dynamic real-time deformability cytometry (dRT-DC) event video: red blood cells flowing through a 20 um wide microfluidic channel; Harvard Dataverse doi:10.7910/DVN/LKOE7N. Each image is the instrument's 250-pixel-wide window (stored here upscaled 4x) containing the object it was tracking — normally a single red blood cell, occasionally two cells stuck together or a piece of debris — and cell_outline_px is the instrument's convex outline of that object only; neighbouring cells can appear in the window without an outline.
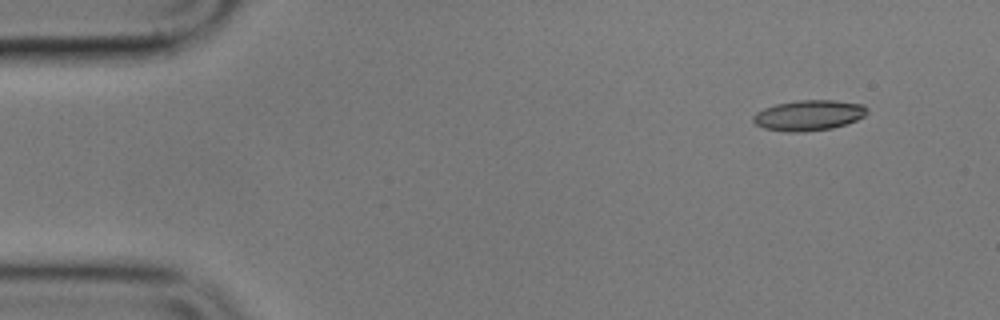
{"species": "common noctule bat (a hibernating species)", "species_latin": "Nyctalus noctula", "temperature_condition": "cold", "stored_images_in_passage": 6, "segment_of_instrument_passage": [2, 2], "camera_frame_rate_fps": 3000, "um_per_image_px": 0.085, "animal": {"sex": "male", "body_mass_g": 17.9}, "frame": {"image": 1, "passage_image": 6, "time_ms": 6.0, "image_size_px": [1000, 320], "cell_outline_px": [[868, 112], [864, 116], [856, 120], [832, 128], [804, 132], [784, 132], [764, 128], [756, 124], [752, 120], [752, 116], [756, 112], [764, 108], [776, 104], [796, 100], [836, 100], [864, 104], [868, 108]], "centroid_in_image_um": [68.74, 9.79], "position_along_channel_um": 16.3, "area_um2": 20.4}}